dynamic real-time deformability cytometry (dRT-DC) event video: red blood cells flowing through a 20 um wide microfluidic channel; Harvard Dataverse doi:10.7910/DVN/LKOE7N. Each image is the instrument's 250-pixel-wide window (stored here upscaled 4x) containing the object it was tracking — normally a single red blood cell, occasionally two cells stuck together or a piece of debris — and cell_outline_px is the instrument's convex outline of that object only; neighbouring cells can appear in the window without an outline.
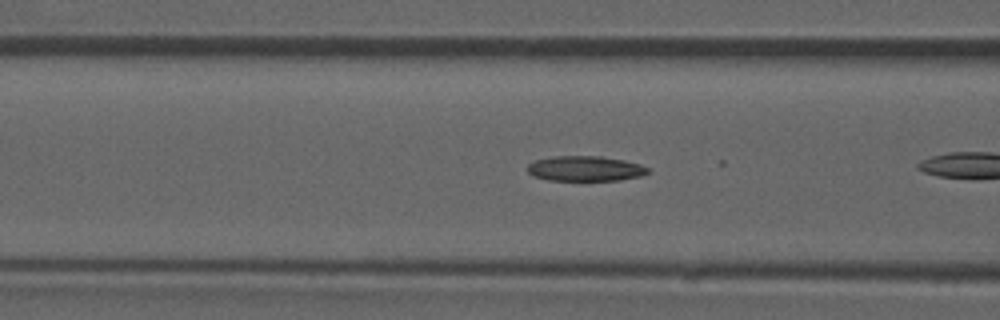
{"species": "common noctule bat (a hibernating species)", "species_latin": "Nyctalus noctula", "temperature_condition": "room temperature", "stored_images_in_passage": 17, "camera_frame_rate_fps": 3000, "um_per_image_px": 0.085, "animal": {"sex": "male", "forearm_length_mm": 52.5}, "frame": {"image": 1, "passage_image": 4, "time_ms": 1.0, "image_size_px": [1000, 320], "cell_outline_px": [[652, 172], [640, 176], [620, 180], [548, 180], [532, 176], [528, 172], [528, 164], [536, 160], [552, 156], [600, 156], [624, 160], [640, 164], [652, 168]], "centroid_in_image_um": [49.79, 14.33], "position_along_channel_um": 116.8, "area_um2": 17.8}}